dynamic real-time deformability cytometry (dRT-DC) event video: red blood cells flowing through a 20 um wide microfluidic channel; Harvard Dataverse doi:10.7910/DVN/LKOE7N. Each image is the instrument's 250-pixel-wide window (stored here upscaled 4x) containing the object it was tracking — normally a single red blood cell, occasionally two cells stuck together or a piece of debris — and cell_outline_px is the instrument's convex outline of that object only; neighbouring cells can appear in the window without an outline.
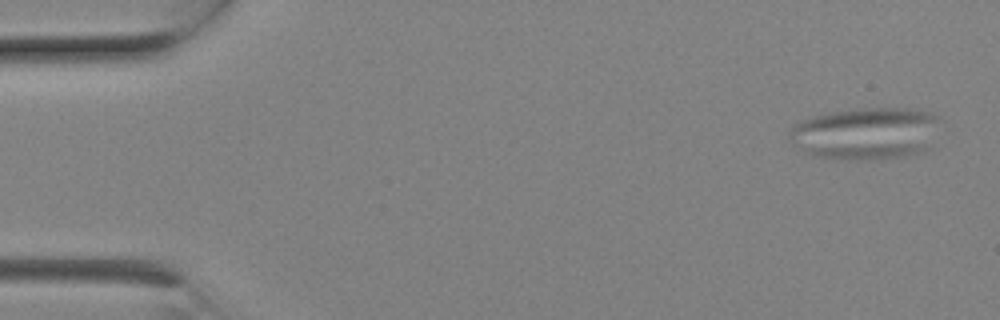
{"species": "Egyptian fruit bat (a non-hibernating species)", "species_latin": "Rousettus aegyptiacus", "temperature_condition": "room temperature", "stored_images_in_passage": 7, "camera_frame_rate_fps": 3000, "um_per_image_px": 0.085, "animal": {"sex": "female"}, "frame": {"image": 1, "passage_image": 1, "time_ms": 0.0, "image_size_px": [1000, 320], "cell_outline_px": [[944, 120], [928, 148], [924, 152], [904, 156], [880, 160], [844, 160], [812, 156], [804, 152], [792, 144], [788, 132], [796, 124], [804, 120], [816, 116], [832, 112], [856, 108], [912, 108], [932, 112], [940, 116]], "centroid_in_image_um": [73.68, 11.35], "position_along_channel_um": 11.3, "area_um2": 46.82}}
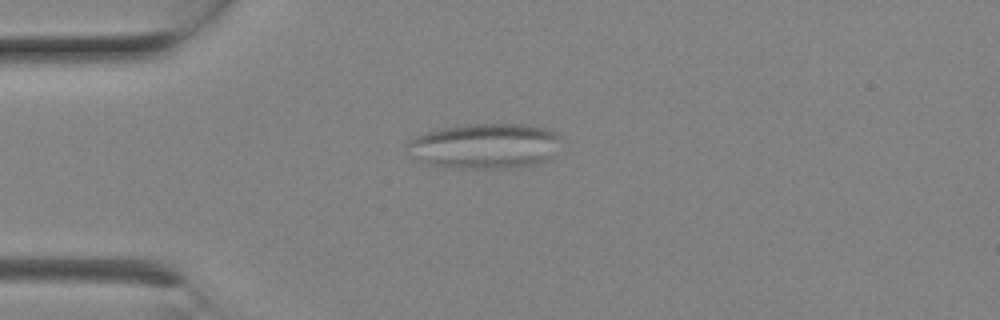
{"frame": {"image": 2, "passage_image": 5, "time_ms": 1.333, "image_size_px": [1000, 320], "cell_outline_px": [[564, 140], [552, 156], [548, 160], [540, 164], [516, 168], [444, 168], [428, 164], [420, 160], [404, 144], [408, 140], [416, 136], [440, 128], [460, 124], [524, 124], [548, 128], [556, 132]], "centroid_in_image_um": [41.3, 12.41], "position_along_channel_um": 43.7, "area_um2": 41.33}}
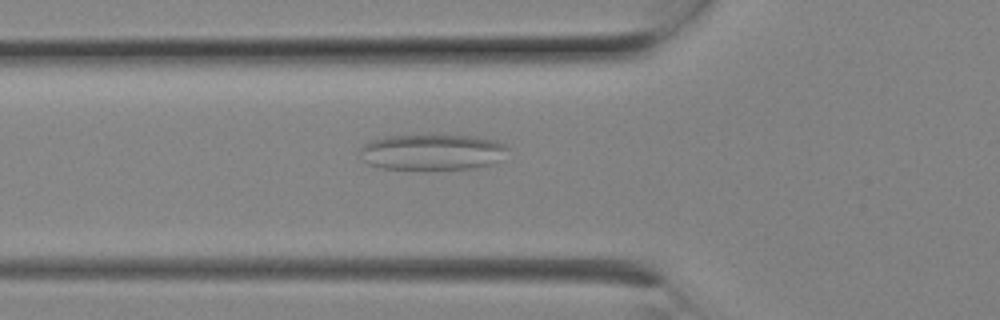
{"frame": {"image": 3, "passage_image": 7, "time_ms": 2.0, "image_size_px": [1000, 320], "cell_outline_px": [[508, 148], [504, 160], [472, 168], [380, 168], [368, 164], [364, 160], [360, 152], [360, 148], [364, 144], [372, 140], [388, 136], [476, 136], [496, 140], [504, 144]], "centroid_in_image_um": [36.78, 12.92], "position_along_channel_um": 89.0, "area_um2": 30.4}}